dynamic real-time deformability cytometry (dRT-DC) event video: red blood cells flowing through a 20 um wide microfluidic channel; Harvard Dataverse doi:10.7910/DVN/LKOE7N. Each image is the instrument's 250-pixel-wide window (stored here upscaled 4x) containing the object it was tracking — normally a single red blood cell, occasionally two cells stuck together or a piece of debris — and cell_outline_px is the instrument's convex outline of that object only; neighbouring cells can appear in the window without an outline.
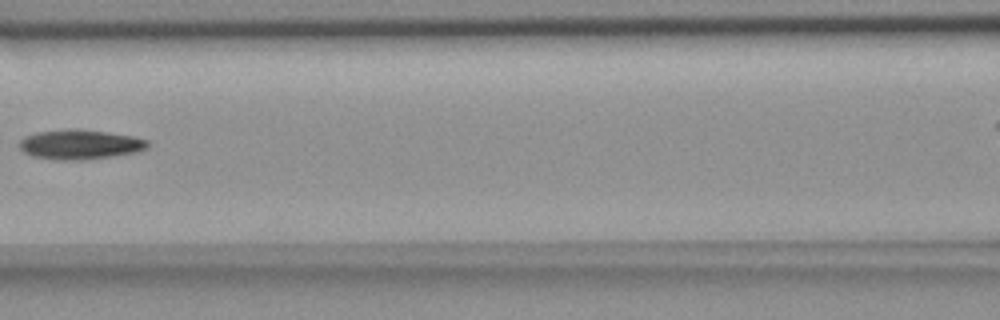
{"species": "common noctule bat (a hibernating species)", "species_latin": "Nyctalus noctula", "temperature_condition": "room temperature", "stored_images_in_passage": 7, "segment_of_instrument_passage": [1, 2], "camera_frame_rate_fps": 3000, "um_per_image_px": 0.085, "animal": {"sex": "female", "body_mass_g": 18.4}, "frame": {"image": 1, "passage_image": 6, "time_ms": 6.0, "image_size_px": [1000, 320], "cell_outline_px": [[148, 144], [144, 148], [136, 152], [112, 156], [84, 160], [56, 160], [32, 156], [24, 152], [20, 148], [20, 140], [24, 136], [40, 132], [104, 132], [132, 136], [148, 140]], "centroid_in_image_um": [6.79, 12.34], "position_along_channel_um": 159.8, "area_um2": 20.98}}